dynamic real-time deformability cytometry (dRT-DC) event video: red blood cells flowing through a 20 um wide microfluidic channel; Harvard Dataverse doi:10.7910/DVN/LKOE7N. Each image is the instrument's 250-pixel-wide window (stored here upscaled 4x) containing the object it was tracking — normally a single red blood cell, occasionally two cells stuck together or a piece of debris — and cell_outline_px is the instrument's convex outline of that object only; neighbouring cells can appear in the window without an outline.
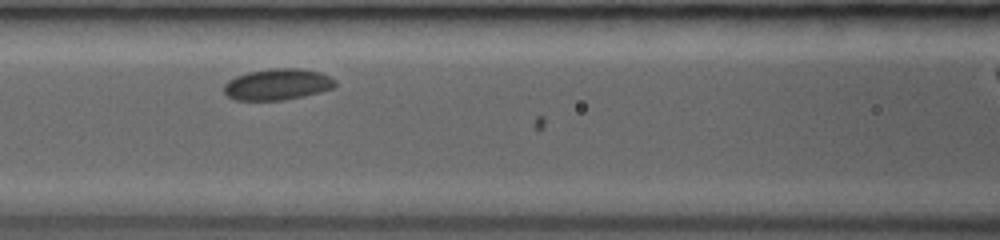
{"species": "common noctule bat (a hibernating species)", "species_latin": "Nyctalus noctula", "temperature_condition": "room temperature", "stored_images_in_passage": 7, "camera_frame_rate_fps": 3000, "um_per_image_px": 0.085, "animal": {"sex": "female", "body_mass_g": 19.0, "forearm_length_mm": 53.3}, "frame": {"image": 1, "passage_image": 5, "time_ms": 1.0, "image_size_px": [1000, 240], "cell_outline_px": [[336, 88], [304, 96], [284, 100], [236, 100], [228, 96], [224, 92], [224, 84], [228, 80], [236, 76], [248, 72], [272, 68], [300, 68], [320, 72], [336, 80]], "centroid_in_image_um": [23.61, 7.17], "position_along_channel_um": 143.0, "area_um2": 20.4}}